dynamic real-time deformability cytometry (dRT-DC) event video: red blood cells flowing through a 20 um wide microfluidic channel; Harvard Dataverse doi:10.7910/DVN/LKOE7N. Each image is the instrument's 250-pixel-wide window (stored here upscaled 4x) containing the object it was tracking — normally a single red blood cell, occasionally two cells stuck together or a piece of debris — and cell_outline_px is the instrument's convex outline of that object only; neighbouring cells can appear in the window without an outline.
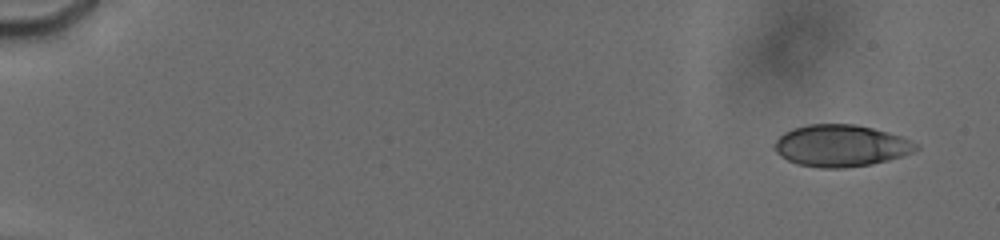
{"species": "human", "species_latin": "Homo sapiens", "temperature_condition": "cold", "stored_images_in_passage": 135, "camera_frame_rate_fps": 3000, "um_per_image_px": 0.085, "donor": {"sex": "male"}, "frame": {"image": 1, "passage_image": 8, "time_ms": 1.0, "image_size_px": [1000, 240], "cell_outline_px": [[920, 148], [912, 152], [888, 160], [872, 164], [844, 168], [820, 168], [796, 164], [780, 156], [772, 148], [772, 144], [784, 132], [792, 128], [808, 124], [856, 124], [888, 132], [900, 136], [916, 144]], "centroid_in_image_um": [71.41, 12.39], "position_along_channel_um": 13.6, "area_um2": 34.56}}
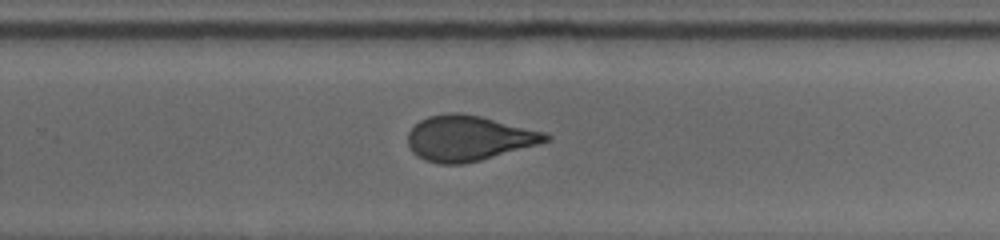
{"frame": {"image": 2, "passage_image": 92, "time_ms": 12.667, "image_size_px": [1000, 240], "cell_outline_px": [[552, 140], [480, 160], [464, 164], [440, 164], [424, 160], [416, 156], [408, 148], [408, 132], [420, 120], [428, 116], [452, 112], [460, 112], [480, 116], [548, 132], [552, 136]], "centroid_in_image_um": [39.84, 11.74], "position_along_channel_um": 290.0, "area_um2": 36.59}}
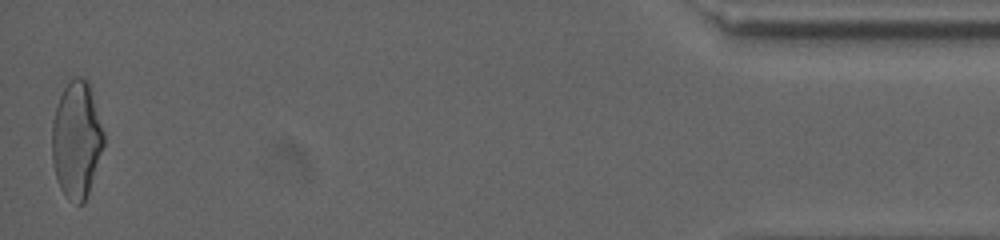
{"frame": {"image": 3, "passage_image": 133, "time_ms": 18.333, "image_size_px": [1000, 240], "cell_outline_px": [[104, 144], [84, 204], [76, 204], [68, 200], [64, 196], [56, 180], [52, 160], [52, 120], [60, 96], [68, 80], [76, 76], [84, 76], [88, 80], [104, 132]], "centroid_in_image_um": [6.49, 11.87], "position_along_channel_um": 428.7, "area_um2": 35.37}, "authors_computed_cell_mechanics": {"area_um2": 35.836, "velocity_mm_per_s": 3.814, "shape_relaxation_time_tau1_ms": 4.9125, "shape_relaxation_time_tau2_ms": 1.2474, "deformation_change_tau1": 0.1511, "deformation_change_tau2": 0.0682}}